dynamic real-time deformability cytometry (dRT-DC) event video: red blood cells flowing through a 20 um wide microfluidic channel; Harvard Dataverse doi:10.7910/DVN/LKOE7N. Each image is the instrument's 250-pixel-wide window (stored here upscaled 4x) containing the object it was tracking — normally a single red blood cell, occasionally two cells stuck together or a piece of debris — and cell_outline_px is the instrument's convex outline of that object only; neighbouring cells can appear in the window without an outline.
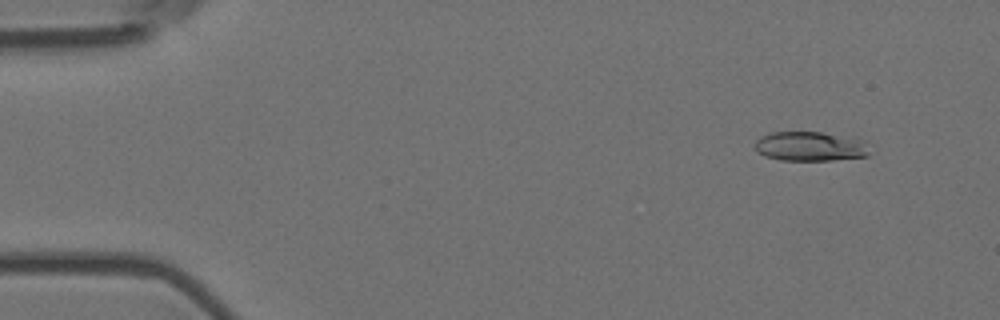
{"species": "Egyptian fruit bat (a non-hibernating species)", "species_latin": "Rousettus aegyptiacus", "temperature_condition": "room temperature", "stored_images_in_passage": 55, "camera_frame_rate_fps": 3000, "um_per_image_px": 0.085, "animal": {"sex": "female"}, "frame": {"image": 1, "passage_image": 5, "time_ms": 1.333, "image_size_px": [1000, 320], "cell_outline_px": [[868, 156], [832, 160], [780, 160], [764, 156], [756, 152], [756, 140], [760, 136], [772, 132], [820, 132], [856, 136], [860, 140], [868, 152]], "centroid_in_image_um": [68.83, 12.43], "position_along_channel_um": 16.2, "area_um2": 19.71}}
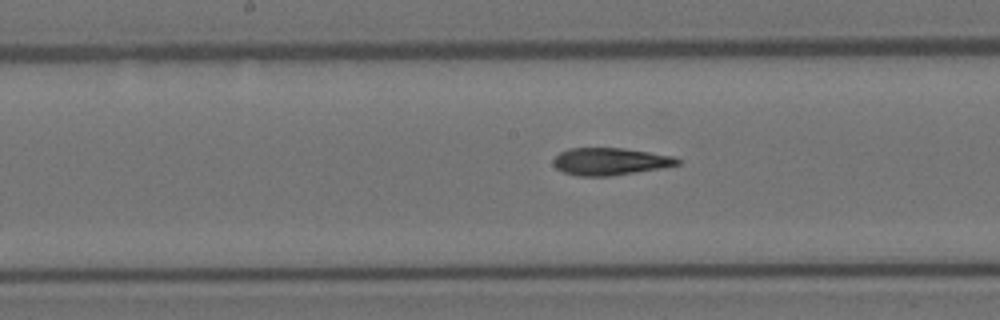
{"frame": {"image": 2, "passage_image": 28, "time_ms": 9.0, "image_size_px": [1000, 320], "cell_outline_px": [[680, 164], [660, 168], [636, 172], [608, 176], [576, 176], [564, 172], [556, 168], [552, 164], [552, 160], [560, 152], [572, 148], [624, 148], [672, 156], [680, 160]], "centroid_in_image_um": [51.82, 13.73], "position_along_channel_um": 196.4, "area_um2": 19.59}}
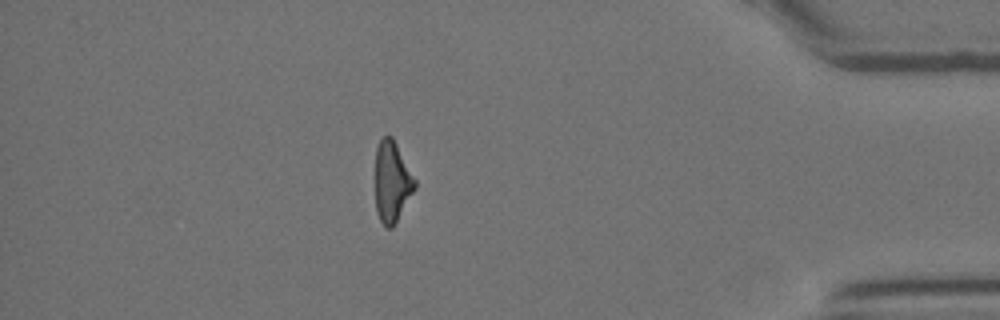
{"frame": {"image": 3, "passage_image": 48, "time_ms": 15.667, "image_size_px": [1000, 320], "cell_outline_px": [[416, 188], [392, 228], [384, 228], [376, 212], [376, 148], [380, 140], [384, 136], [392, 136], [416, 180]], "centroid_in_image_um": [33.32, 15.47], "position_along_channel_um": 401.9, "area_um2": 18.55}, "authors_computed_cell_mechanics": {"area_um2": 19.7676, "velocity_mm_per_s": 3.7033, "shape_relaxation_time_tau1_ms": 10.6862, "shape_relaxation_time_tau2_ms": 4.9491, "deformation_change_tau1": 0.2663, "deformation_change_tau2": 0.1613}}